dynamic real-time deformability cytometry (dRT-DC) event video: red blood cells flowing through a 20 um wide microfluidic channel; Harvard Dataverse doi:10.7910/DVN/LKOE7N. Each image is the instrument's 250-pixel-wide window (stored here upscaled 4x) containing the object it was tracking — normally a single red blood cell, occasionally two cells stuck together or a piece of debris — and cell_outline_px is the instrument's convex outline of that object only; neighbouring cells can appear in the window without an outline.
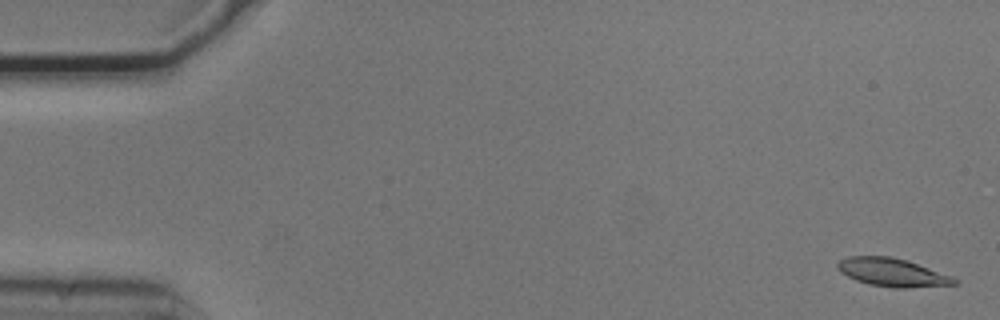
{"species": "common noctule bat (a hibernating species)", "species_latin": "Nyctalus noctula", "temperature_condition": "cold", "stored_images_in_passage": 30, "camera_frame_rate_fps": 3000, "um_per_image_px": 0.085, "animal": {"sex": "male", "body_mass_g": 20.5, "forearm_length_mm": 52.5}, "frame": {"image": 1, "passage_image": 2, "time_ms": 0.333, "image_size_px": [1000, 320], "cell_outline_px": [[960, 284], [904, 288], [892, 288], [868, 284], [856, 280], [840, 272], [836, 268], [836, 264], [840, 260], [848, 256], [888, 256], [908, 260], [952, 276], [960, 280]], "centroid_in_image_um": [75.87, 23.16], "position_along_channel_um": 9.1, "area_um2": 19.42}}
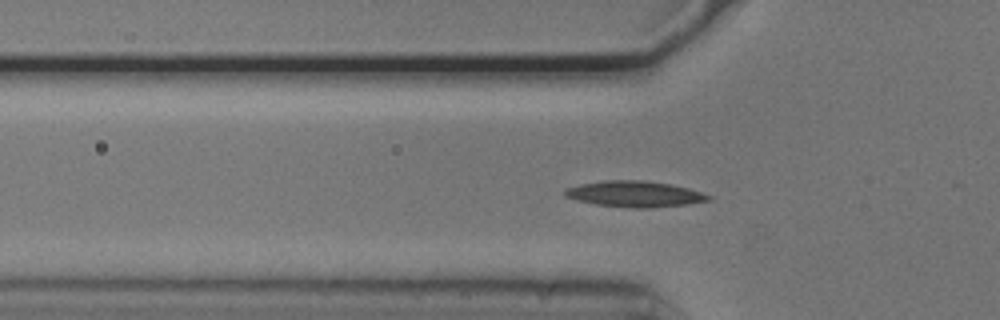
{"frame": {"image": 2, "passage_image": 18, "time_ms": 5.667, "image_size_px": [1000, 320], "cell_outline_px": [[712, 200], [688, 204], [648, 208], [632, 208], [596, 204], [576, 200], [564, 196], [564, 188], [580, 184], [604, 180], [644, 180], [672, 184], [688, 188], [712, 196]], "centroid_in_image_um": [53.94, 16.48], "position_along_channel_um": 71.9, "area_um2": 21.85}}
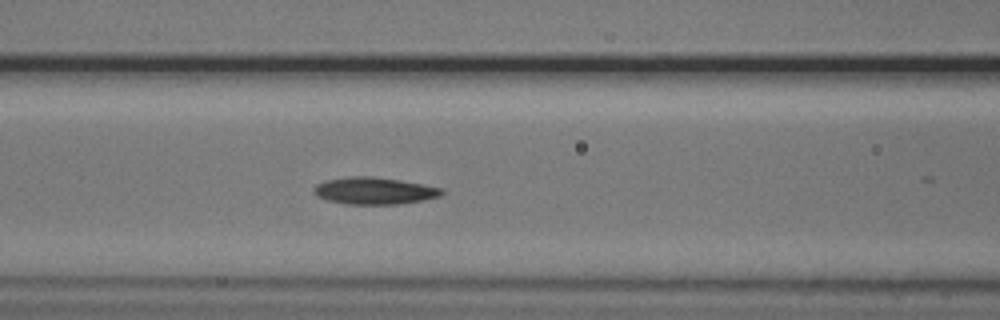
{"frame": {"image": 3, "passage_image": 23, "time_ms": 7.333, "image_size_px": [1000, 320], "cell_outline_px": [[448, 192], [440, 196], [424, 200], [396, 204], [344, 204], [328, 200], [316, 196], [312, 188], [316, 184], [328, 180], [348, 176], [372, 176], [400, 180], [444, 188]], "centroid_in_image_um": [31.85, 16.21], "position_along_channel_um": 134.8, "area_um2": 20.29}}